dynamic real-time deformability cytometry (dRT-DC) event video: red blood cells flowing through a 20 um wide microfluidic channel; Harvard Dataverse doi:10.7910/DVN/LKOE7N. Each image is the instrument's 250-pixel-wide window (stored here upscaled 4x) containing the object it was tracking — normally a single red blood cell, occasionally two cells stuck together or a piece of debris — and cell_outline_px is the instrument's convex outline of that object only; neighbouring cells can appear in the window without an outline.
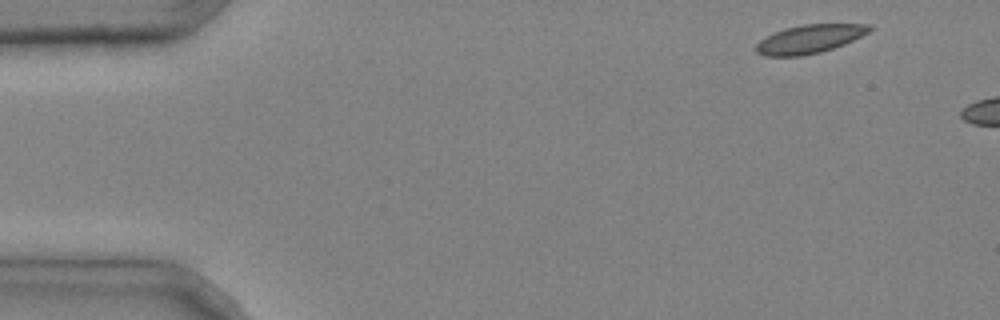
{"species": "common noctule bat (a hibernating species)", "species_latin": "Nyctalus noctula", "temperature_condition": "cold", "stored_images_in_passage": 2, "camera_frame_rate_fps": 3000, "um_per_image_px": 0.085, "animal": {"sex": "male", "body_mass_g": 20.4}, "frame": {"image": 1, "passage_image": 1, "time_ms": 0.0, "image_size_px": [1000, 320], "cell_outline_px": [[872, 28], [868, 32], [844, 44], [820, 52], [800, 56], [764, 56], [756, 52], [756, 44], [760, 40], [784, 28], [804, 24], [872, 24]], "centroid_in_image_um": [68.8, 3.31], "position_along_channel_um": 16.2, "area_um2": 18.61}}